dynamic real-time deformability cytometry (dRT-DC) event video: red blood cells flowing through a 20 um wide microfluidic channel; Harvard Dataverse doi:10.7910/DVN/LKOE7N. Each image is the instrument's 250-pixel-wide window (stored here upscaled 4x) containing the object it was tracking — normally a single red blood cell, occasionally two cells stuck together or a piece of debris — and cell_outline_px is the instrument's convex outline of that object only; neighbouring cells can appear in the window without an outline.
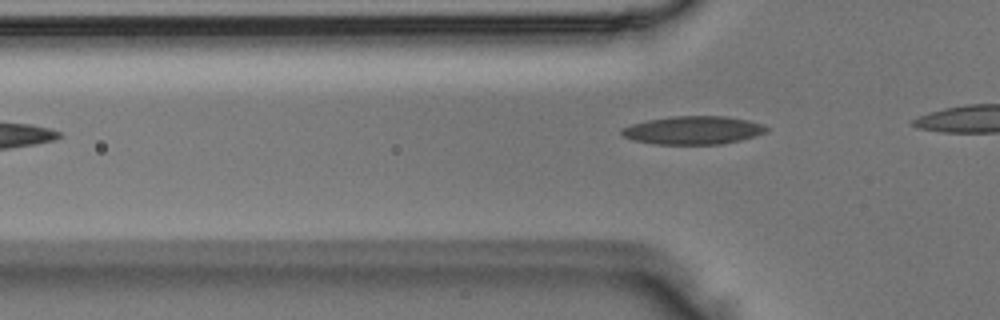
{"species": "Egyptian fruit bat (a non-hibernating species)", "species_latin": "Rousettus aegyptiacus", "temperature_condition": "room temperature", "stored_images_in_passage": 4, "camera_frame_rate_fps": 3000, "um_per_image_px": 0.085, "animal": {"sex": "male"}, "frame": {"image": 1, "passage_image": 4, "time_ms": 1.0, "image_size_px": [1000, 320], "cell_outline_px": [[768, 128], [764, 132], [740, 140], [720, 144], [652, 144], [632, 140], [624, 136], [620, 132], [620, 128], [632, 124], [648, 120], [672, 116], [724, 116], [748, 120], [760, 124]], "centroid_in_image_um": [58.84, 11.07], "position_along_channel_um": 67.0, "area_um2": 23.58}}